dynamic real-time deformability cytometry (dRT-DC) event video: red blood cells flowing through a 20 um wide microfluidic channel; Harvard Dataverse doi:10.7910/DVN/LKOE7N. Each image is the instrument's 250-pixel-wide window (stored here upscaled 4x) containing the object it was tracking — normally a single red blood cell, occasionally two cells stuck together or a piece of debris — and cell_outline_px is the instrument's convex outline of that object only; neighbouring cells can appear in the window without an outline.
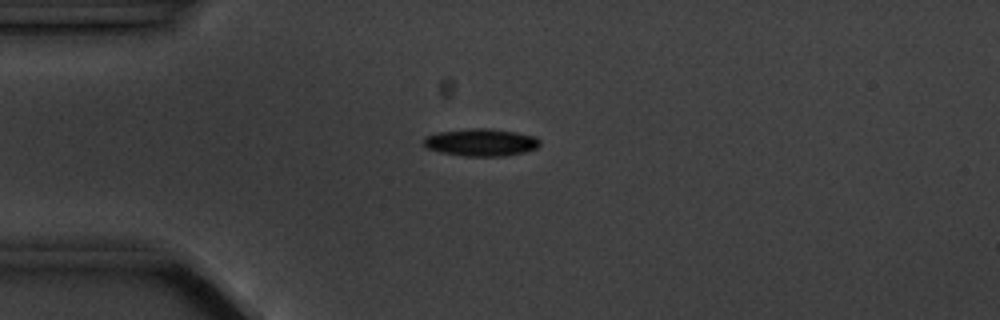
{"species": "common noctule bat (a hibernating species)", "species_latin": "Nyctalus noctula", "temperature_condition": "cold", "stored_images_in_passage": 8, "camera_frame_rate_fps": 3000, "um_per_image_px": 0.085, "animal": {"sex": "male", "body_mass_g": 20.1, "forearm_length_mm": 53.5}, "frame": {"image": 1, "passage_image": 2, "time_ms": 1.333, "image_size_px": [1000, 320], "cell_outline_px": [[540, 144], [536, 148], [524, 152], [504, 156], [464, 156], [440, 152], [428, 148], [424, 144], [424, 136], [436, 132], [472, 128], [488, 128], [516, 132], [536, 136], [540, 140]], "centroid_in_image_um": [40.88, 12.09], "position_along_channel_um": 44.1, "area_um2": 18.61}}
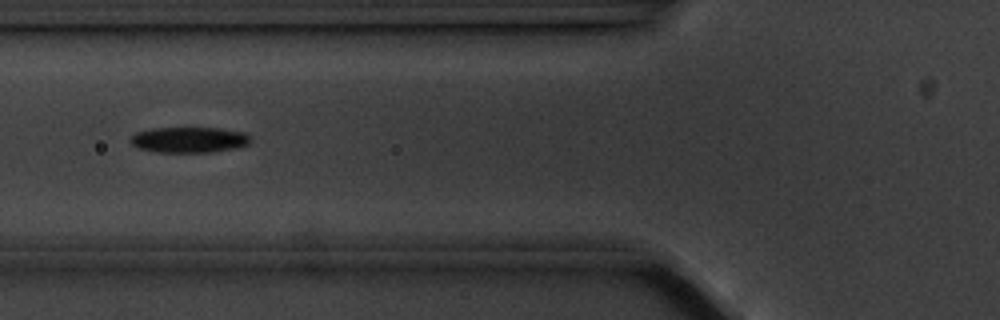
{"frame": {"image": 2, "passage_image": 4, "time_ms": 3.667, "image_size_px": [1000, 320], "cell_outline_px": [[252, 140], [248, 144], [240, 148], [212, 152], [156, 152], [136, 148], [128, 140], [136, 132], [152, 128], [220, 128], [244, 132]], "centroid_in_image_um": [16.07, 11.89], "position_along_channel_um": 109.7, "area_um2": 18.21}}